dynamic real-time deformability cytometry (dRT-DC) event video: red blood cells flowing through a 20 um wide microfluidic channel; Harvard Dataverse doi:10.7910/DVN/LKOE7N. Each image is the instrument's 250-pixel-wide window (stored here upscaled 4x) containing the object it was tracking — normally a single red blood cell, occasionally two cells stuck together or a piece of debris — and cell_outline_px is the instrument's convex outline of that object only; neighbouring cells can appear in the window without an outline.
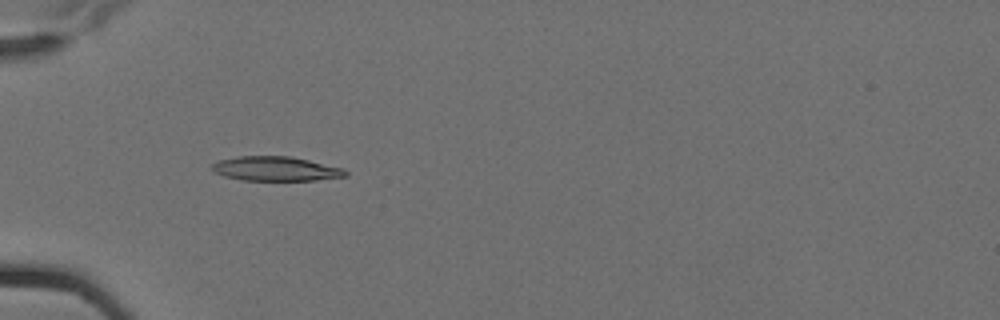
{"species": "Egyptian fruit bat (a non-hibernating species)", "species_latin": "Rousettus aegyptiacus", "temperature_condition": "cold", "stored_images_in_passage": 7, "camera_frame_rate_fps": 3000, "um_per_image_px": 0.085, "animal": {"sex": "female"}, "frame": {"image": 1, "passage_image": 5, "time_ms": 1.333, "image_size_px": [1000, 320], "cell_outline_px": [[348, 176], [316, 180], [244, 180], [224, 176], [208, 168], [216, 160], [236, 156], [288, 156], [308, 160], [340, 168], [348, 172]], "centroid_in_image_um": [23.37, 14.34], "position_along_channel_um": 61.6, "area_um2": 18.9}}
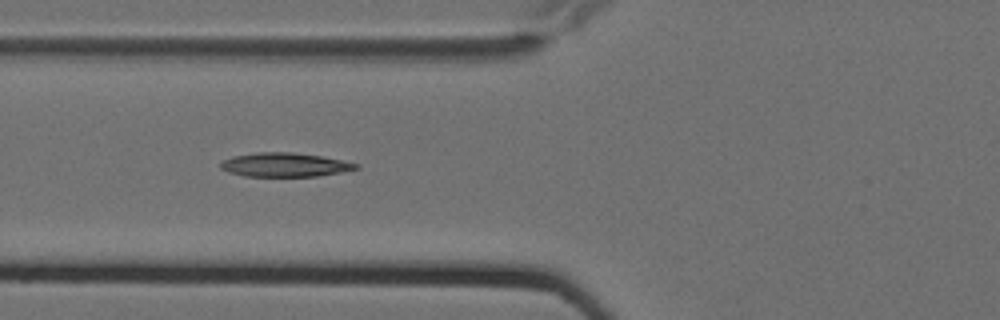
{"frame": {"image": 2, "passage_image": 6, "time_ms": 1.667, "image_size_px": [1000, 320], "cell_outline_px": [[360, 168], [340, 172], [316, 176], [244, 176], [228, 172], [220, 168], [220, 164], [224, 160], [232, 156], [256, 152], [292, 152], [320, 156], [360, 164]], "centroid_in_image_um": [24.18, 14.0], "position_along_channel_um": 101.6, "area_um2": 18.79}}
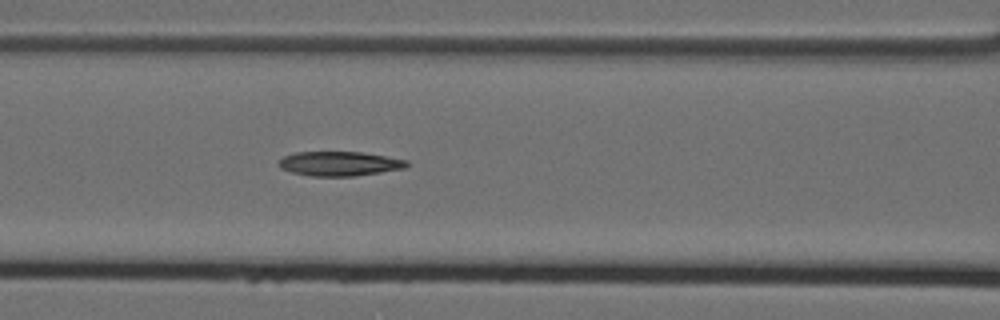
{"frame": {"image": 3, "passage_image": 7, "time_ms": 2.0, "image_size_px": [1000, 320], "cell_outline_px": [[408, 164], [404, 168], [380, 172], [352, 176], [308, 176], [292, 172], [280, 168], [276, 164], [284, 156], [296, 152], [360, 152], [408, 160]], "centroid_in_image_um": [28.81, 13.91], "position_along_channel_um": 137.8, "area_um2": 18.09}}